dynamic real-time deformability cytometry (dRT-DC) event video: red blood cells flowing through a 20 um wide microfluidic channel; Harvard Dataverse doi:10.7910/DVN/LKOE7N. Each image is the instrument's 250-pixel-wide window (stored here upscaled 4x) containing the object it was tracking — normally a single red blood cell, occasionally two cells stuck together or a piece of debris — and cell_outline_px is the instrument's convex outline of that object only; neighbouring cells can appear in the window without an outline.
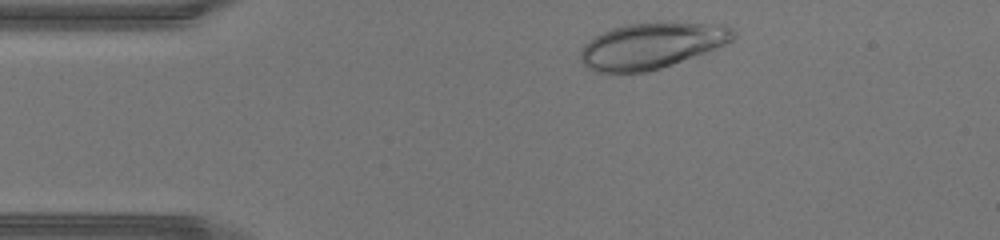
{"species": "human", "species_latin": "Homo sapiens", "temperature_condition": "warm", "stored_images_in_passage": 31, "camera_frame_rate_fps": 3000, "um_per_image_px": 0.085, "donor": {"sex": "male"}, "frame": {"image": 1, "passage_image": 2, "time_ms": 0.333, "image_size_px": [1000, 240], "cell_outline_px": [[736, 36], [732, 40], [716, 48], [672, 64], [660, 68], [644, 72], [596, 72], [588, 68], [584, 64], [580, 56], [580, 52], [584, 44], [588, 40], [612, 28], [628, 24], [660, 20], [668, 20], [724, 24], [732, 28], [736, 32]], "centroid_in_image_um": [55.43, 3.83], "position_along_channel_um": 29.6, "area_um2": 41.44}}
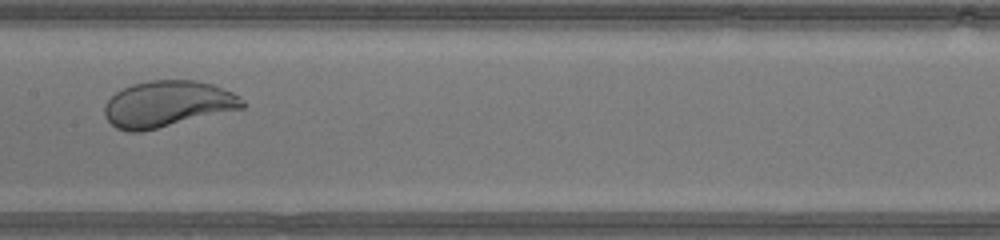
{"frame": {"image": 2, "passage_image": 16, "time_ms": 5.0, "image_size_px": [1000, 240], "cell_outline_px": [[244, 108], [140, 132], [128, 132], [116, 128], [104, 116], [104, 108], [108, 100], [116, 92], [132, 84], [148, 80], [196, 80], [212, 84], [232, 92], [240, 96], [244, 100]], "centroid_in_image_um": [14.23, 8.83], "position_along_channel_um": 193.2, "area_um2": 37.05}}
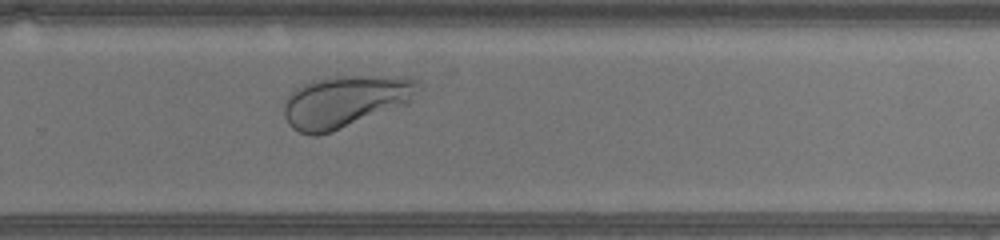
{"frame": {"image": 3, "passage_image": 23, "time_ms": 7.333, "image_size_px": [1000, 240], "cell_outline_px": [[424, 88], [408, 104], [332, 132], [316, 136], [312, 136], [300, 132], [292, 128], [288, 124], [284, 116], [284, 104], [288, 96], [300, 84], [312, 80], [336, 76], [380, 76], [416, 80]], "centroid_in_image_um": [29.35, 8.63], "position_along_channel_um": 300.5, "area_um2": 40.92}}